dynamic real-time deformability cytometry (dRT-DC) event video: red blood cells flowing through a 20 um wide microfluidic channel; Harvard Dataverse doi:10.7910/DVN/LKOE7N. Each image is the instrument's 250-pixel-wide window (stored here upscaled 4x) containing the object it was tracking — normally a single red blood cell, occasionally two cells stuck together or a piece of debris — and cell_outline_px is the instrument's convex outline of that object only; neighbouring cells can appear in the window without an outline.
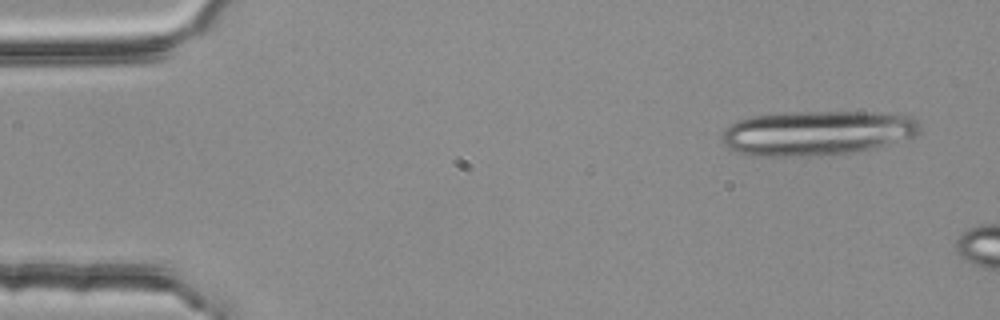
{"species": "common noctule bat (a hibernating species)", "species_latin": "Nyctalus noctula", "temperature_condition": "room temperature", "stored_images_in_passage": 3, "camera_frame_rate_fps": 3000, "um_per_image_px": 0.085, "animal": {"sex": "female", "body_mass_g": 25.1}, "frame": {"image": 1, "passage_image": 1, "time_ms": 0.0, "image_size_px": [1000, 320], "cell_outline_px": [[920, 132], [916, 136], [872, 148], [852, 152], [800, 156], [752, 156], [728, 148], [720, 140], [720, 136], [724, 128], [740, 120], [752, 116], [784, 112], [880, 112], [912, 116], [920, 124]], "centroid_in_image_um": [69.43, 11.29], "position_along_channel_um": 15.6, "area_um2": 51.62}}